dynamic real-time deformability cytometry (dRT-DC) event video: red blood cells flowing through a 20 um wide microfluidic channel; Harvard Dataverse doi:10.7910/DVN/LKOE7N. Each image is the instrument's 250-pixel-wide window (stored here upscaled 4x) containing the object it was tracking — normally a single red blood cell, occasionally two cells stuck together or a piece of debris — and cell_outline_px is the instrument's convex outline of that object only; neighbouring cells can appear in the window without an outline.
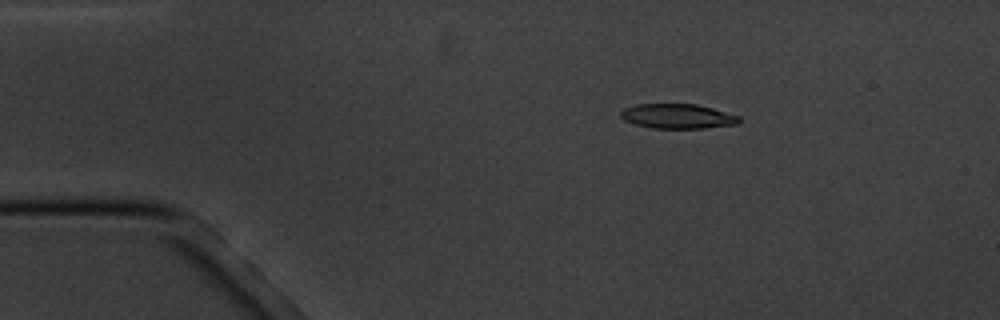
{"species": "common noctule bat (a hibernating species)", "species_latin": "Nyctalus noctula", "temperature_condition": "cold", "stored_images_in_passage": 4, "camera_frame_rate_fps": 3000, "um_per_image_px": 0.085, "animal": {"sex": "male", "body_mass_g": 20.1, "forearm_length_mm": 53.5}, "frame": {"image": 1, "passage_image": 2, "time_ms": 1.333, "image_size_px": [1000, 320], "cell_outline_px": [[740, 120], [736, 124], [704, 128], [652, 128], [636, 124], [624, 120], [620, 116], [620, 112], [624, 108], [636, 104], [696, 104], [712, 108], [740, 116]], "centroid_in_image_um": [57.58, 9.87], "position_along_channel_um": 27.4, "area_um2": 16.94}}